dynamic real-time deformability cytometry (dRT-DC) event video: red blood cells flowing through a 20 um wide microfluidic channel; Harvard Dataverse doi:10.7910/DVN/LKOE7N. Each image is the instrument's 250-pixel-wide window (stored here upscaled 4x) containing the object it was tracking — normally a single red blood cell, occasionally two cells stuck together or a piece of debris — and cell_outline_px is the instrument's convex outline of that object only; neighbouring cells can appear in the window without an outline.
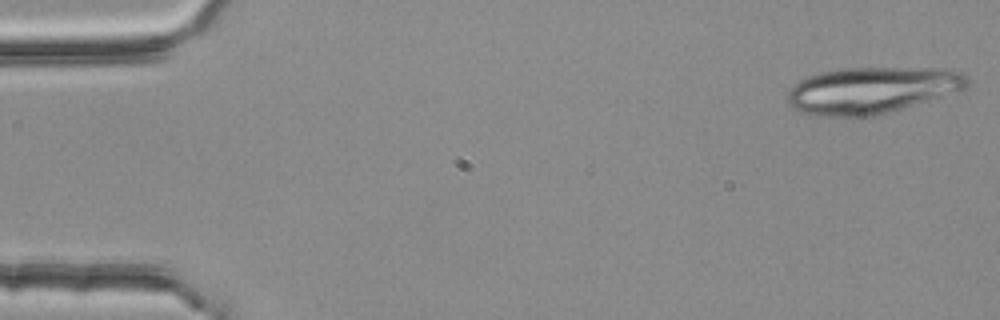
{"species": "common noctule bat (a hibernating species)", "species_latin": "Nyctalus noctula", "temperature_condition": "room temperature", "stored_images_in_passage": 52, "segment_of_instrument_passage": [1, 2], "camera_frame_rate_fps": 3000, "um_per_image_px": 0.085, "animal": {"sex": "female", "body_mass_g": 25.1}, "frame": {"image": 1, "passage_image": 1, "time_ms": 0.0, "image_size_px": [1000, 320], "cell_outline_px": [[968, 88], [876, 116], [816, 116], [800, 112], [792, 108], [788, 104], [788, 88], [792, 84], [808, 76], [820, 72], [840, 68], [944, 68], [964, 72], [968, 76]], "centroid_in_image_um": [74.08, 7.66], "position_along_channel_um": 10.9, "area_um2": 49.07}}